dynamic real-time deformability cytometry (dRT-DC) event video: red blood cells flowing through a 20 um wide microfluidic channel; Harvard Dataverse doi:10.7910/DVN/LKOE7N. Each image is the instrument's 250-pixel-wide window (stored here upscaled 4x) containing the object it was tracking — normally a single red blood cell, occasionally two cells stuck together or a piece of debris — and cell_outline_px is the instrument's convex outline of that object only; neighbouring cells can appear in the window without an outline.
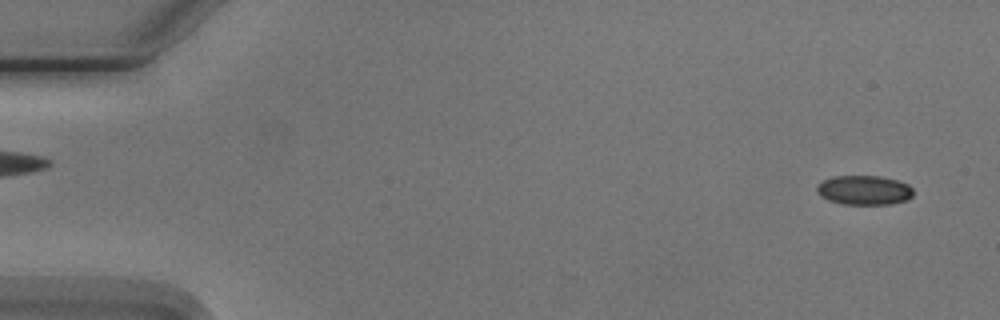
{"species": "Egyptian fruit bat (a non-hibernating species)", "species_latin": "Rousettus aegyptiacus", "temperature_condition": "cold", "stored_images_in_passage": 5, "camera_frame_rate_fps": 3000, "um_per_image_px": 0.085, "animal": {"sex": "male"}, "frame": {"image": 1, "passage_image": 1, "time_ms": 0.0, "image_size_px": [1000, 320], "cell_outline_px": [[912, 196], [908, 200], [892, 204], [844, 204], [828, 200], [820, 196], [816, 188], [824, 180], [832, 176], [880, 176], [896, 180], [908, 184], [912, 188]], "centroid_in_image_um": [73.47, 16.16], "position_along_channel_um": 11.5, "area_um2": 16.47}}
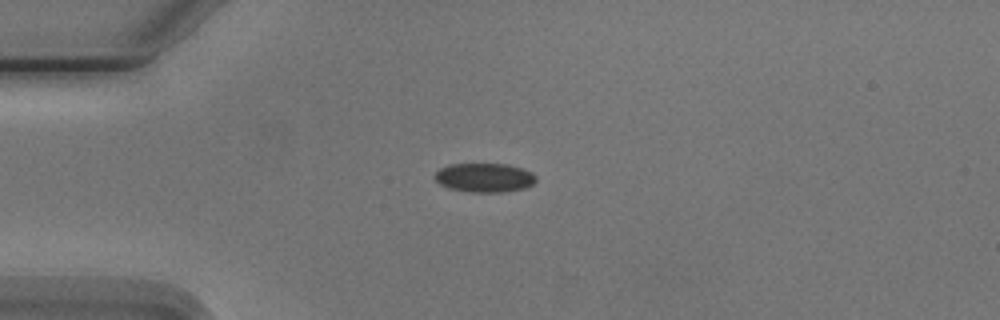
{"frame": {"image": 2, "passage_image": 4, "time_ms": 3.667, "image_size_px": [1000, 320], "cell_outline_px": [[536, 180], [532, 184], [524, 188], [504, 192], [468, 192], [448, 188], [440, 184], [432, 176], [440, 168], [448, 164], [508, 164], [532, 172], [536, 176]], "centroid_in_image_um": [41.15, 15.1], "position_along_channel_um": 43.9, "area_um2": 17.22}}